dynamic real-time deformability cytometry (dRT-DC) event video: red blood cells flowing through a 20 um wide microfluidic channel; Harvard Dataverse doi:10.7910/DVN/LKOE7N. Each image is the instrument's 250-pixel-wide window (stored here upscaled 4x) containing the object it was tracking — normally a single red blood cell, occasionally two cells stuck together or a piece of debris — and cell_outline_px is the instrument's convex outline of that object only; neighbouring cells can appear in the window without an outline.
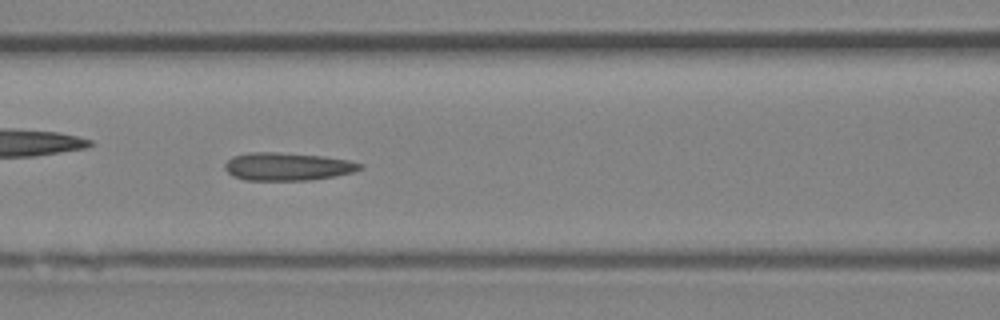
{"species": "Egyptian fruit bat (a non-hibernating species)", "species_latin": "Rousettus aegyptiacus", "temperature_condition": "room temperature", "stored_images_in_passage": 36, "camera_frame_rate_fps": 3000, "um_per_image_px": 0.085, "animal": {"sex": "female"}, "frame": {"image": 1, "passage_image": 11, "time_ms": 3.333, "image_size_px": [1000, 320], "cell_outline_px": [[364, 168], [352, 172], [336, 176], [312, 180], [244, 180], [232, 176], [224, 168], [224, 164], [232, 156], [248, 152], [276, 152], [324, 156], [348, 160], [364, 164]], "centroid_in_image_um": [24.43, 14.15], "position_along_channel_um": 142.2, "area_um2": 22.2}}
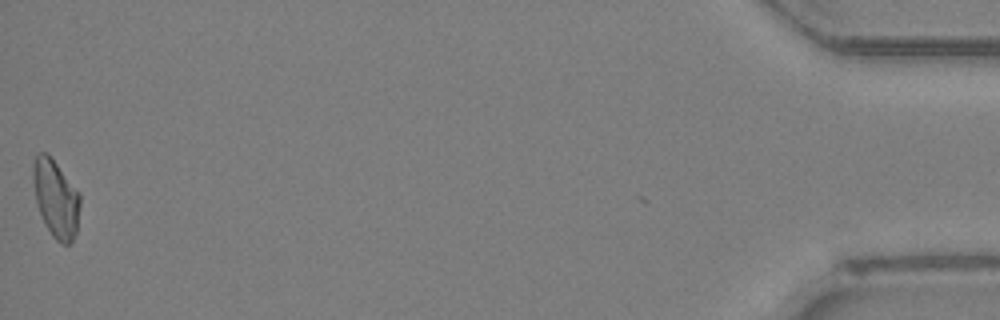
{"frame": {"image": 2, "passage_image": 35, "time_ms": 11.333, "image_size_px": [1000, 320], "cell_outline_px": [[80, 204], [76, 232], [72, 244], [60, 244], [52, 236], [36, 204], [32, 180], [32, 164], [36, 156], [40, 152], [48, 152], [80, 192]], "centroid_in_image_um": [4.75, 16.84], "position_along_channel_um": 430.5, "area_um2": 21.56}}